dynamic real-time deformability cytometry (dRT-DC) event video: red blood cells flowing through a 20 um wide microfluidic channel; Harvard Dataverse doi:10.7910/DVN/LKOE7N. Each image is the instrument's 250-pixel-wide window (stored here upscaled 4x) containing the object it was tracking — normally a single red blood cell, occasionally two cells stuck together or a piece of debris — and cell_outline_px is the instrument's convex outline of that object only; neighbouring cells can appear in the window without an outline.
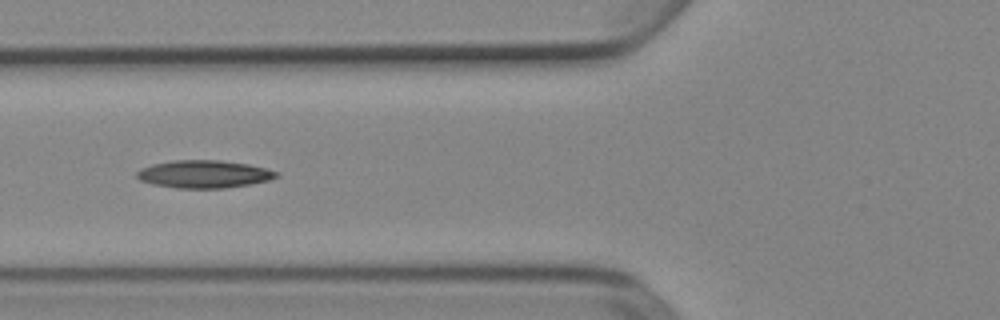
{"species": "Egyptian fruit bat (a non-hibernating species)", "species_latin": "Rousettus aegyptiacus", "temperature_condition": "cold", "stored_images_in_passage": 11, "camera_frame_rate_fps": 3000, "um_per_image_px": 0.085, "animal": {"sex": "female"}, "frame": {"image": 1, "passage_image": 7, "time_ms": 2.0, "image_size_px": [1000, 320], "cell_outline_px": [[280, 176], [268, 180], [248, 184], [224, 188], [176, 188], [152, 184], [140, 180], [136, 176], [136, 172], [140, 168], [152, 164], [172, 160], [220, 160], [248, 164], [280, 172]], "centroid_in_image_um": [17.31, 14.79], "position_along_channel_um": 108.5, "area_um2": 22.54}}